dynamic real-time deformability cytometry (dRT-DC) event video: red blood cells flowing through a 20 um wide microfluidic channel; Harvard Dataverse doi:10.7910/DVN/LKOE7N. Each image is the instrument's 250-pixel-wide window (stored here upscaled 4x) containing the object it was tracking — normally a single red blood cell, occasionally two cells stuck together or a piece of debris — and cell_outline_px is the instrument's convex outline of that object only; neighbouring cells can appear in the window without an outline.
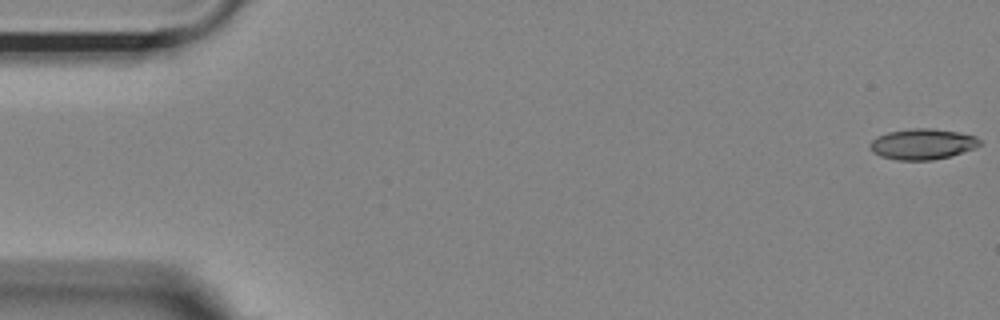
{"species": "Egyptian fruit bat (a non-hibernating species)", "species_latin": "Rousettus aegyptiacus", "temperature_condition": "room temperature", "stored_images_in_passage": 16, "camera_frame_rate_fps": 3000, "um_per_image_px": 0.085, "animal": {"sex": "female"}, "frame": {"image": 1, "passage_image": 1, "time_ms": 0.0, "image_size_px": [1000, 320], "cell_outline_px": [[980, 144], [976, 148], [948, 156], [932, 160], [896, 160], [880, 156], [872, 152], [868, 144], [876, 136], [888, 132], [912, 128], [932, 128], [960, 132], [976, 136], [980, 140]], "centroid_in_image_um": [78.38, 12.24], "position_along_channel_um": 6.6, "area_um2": 19.77}}
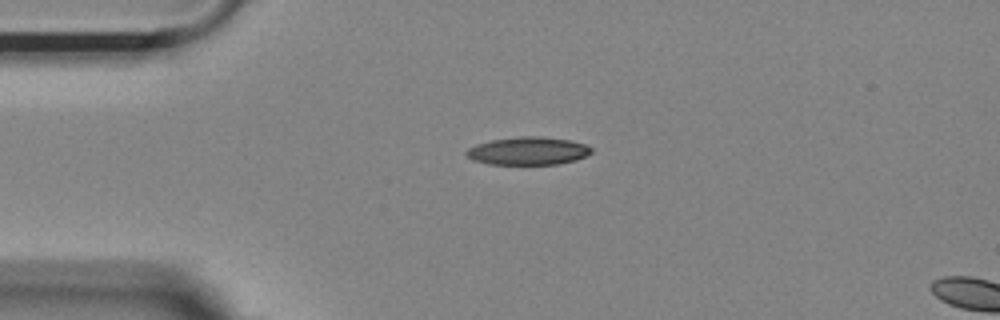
{"frame": {"image": 2, "passage_image": 13, "time_ms": 4.0, "image_size_px": [1000, 320], "cell_outline_px": [[592, 152], [576, 160], [556, 164], [488, 164], [472, 160], [464, 152], [468, 148], [476, 144], [492, 140], [520, 136], [540, 136], [568, 140], [584, 144], [592, 148]], "centroid_in_image_um": [44.85, 12.83], "position_along_channel_um": 40.1, "area_um2": 20.23}}